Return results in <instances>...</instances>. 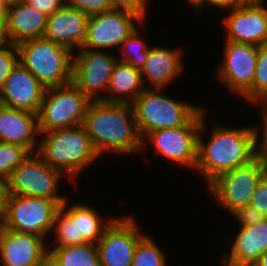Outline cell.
<instances>
[{"label": "cell", "mask_w": 267, "mask_h": 266, "mask_svg": "<svg viewBox=\"0 0 267 266\" xmlns=\"http://www.w3.org/2000/svg\"><path fill=\"white\" fill-rule=\"evenodd\" d=\"M232 216L239 227H248L265 219L263 214L251 205L239 208Z\"/></svg>", "instance_id": "34"}, {"label": "cell", "mask_w": 267, "mask_h": 266, "mask_svg": "<svg viewBox=\"0 0 267 266\" xmlns=\"http://www.w3.org/2000/svg\"><path fill=\"white\" fill-rule=\"evenodd\" d=\"M257 154L263 163L264 174L267 176V151H257Z\"/></svg>", "instance_id": "42"}, {"label": "cell", "mask_w": 267, "mask_h": 266, "mask_svg": "<svg viewBox=\"0 0 267 266\" xmlns=\"http://www.w3.org/2000/svg\"><path fill=\"white\" fill-rule=\"evenodd\" d=\"M40 266H59L49 255L42 261Z\"/></svg>", "instance_id": "45"}, {"label": "cell", "mask_w": 267, "mask_h": 266, "mask_svg": "<svg viewBox=\"0 0 267 266\" xmlns=\"http://www.w3.org/2000/svg\"><path fill=\"white\" fill-rule=\"evenodd\" d=\"M261 103L267 106V96L261 101Z\"/></svg>", "instance_id": "48"}, {"label": "cell", "mask_w": 267, "mask_h": 266, "mask_svg": "<svg viewBox=\"0 0 267 266\" xmlns=\"http://www.w3.org/2000/svg\"><path fill=\"white\" fill-rule=\"evenodd\" d=\"M1 2L5 5H11V4H15V3H19V2H25V0H1Z\"/></svg>", "instance_id": "46"}, {"label": "cell", "mask_w": 267, "mask_h": 266, "mask_svg": "<svg viewBox=\"0 0 267 266\" xmlns=\"http://www.w3.org/2000/svg\"><path fill=\"white\" fill-rule=\"evenodd\" d=\"M112 9H123L139 15L147 20L149 0H109ZM148 4V5H147Z\"/></svg>", "instance_id": "33"}, {"label": "cell", "mask_w": 267, "mask_h": 266, "mask_svg": "<svg viewBox=\"0 0 267 266\" xmlns=\"http://www.w3.org/2000/svg\"><path fill=\"white\" fill-rule=\"evenodd\" d=\"M46 88L20 63L0 89V104L38 114Z\"/></svg>", "instance_id": "17"}, {"label": "cell", "mask_w": 267, "mask_h": 266, "mask_svg": "<svg viewBox=\"0 0 267 266\" xmlns=\"http://www.w3.org/2000/svg\"><path fill=\"white\" fill-rule=\"evenodd\" d=\"M69 202L67 198L60 207L76 222L77 245L97 244L102 238L105 229L117 216H102L94 207H90L85 202H77V204Z\"/></svg>", "instance_id": "23"}, {"label": "cell", "mask_w": 267, "mask_h": 266, "mask_svg": "<svg viewBox=\"0 0 267 266\" xmlns=\"http://www.w3.org/2000/svg\"><path fill=\"white\" fill-rule=\"evenodd\" d=\"M82 125L101 158L107 152L124 156L142 152L132 104L91 101Z\"/></svg>", "instance_id": "2"}, {"label": "cell", "mask_w": 267, "mask_h": 266, "mask_svg": "<svg viewBox=\"0 0 267 266\" xmlns=\"http://www.w3.org/2000/svg\"><path fill=\"white\" fill-rule=\"evenodd\" d=\"M63 177L66 176L60 170L51 167L36 152L31 153L12 170L7 180L8 192L21 196L53 199L61 206L68 198L66 195H60L58 190Z\"/></svg>", "instance_id": "8"}, {"label": "cell", "mask_w": 267, "mask_h": 266, "mask_svg": "<svg viewBox=\"0 0 267 266\" xmlns=\"http://www.w3.org/2000/svg\"><path fill=\"white\" fill-rule=\"evenodd\" d=\"M145 22L139 15L123 9H111L88 18L83 49L119 50L123 41ZM139 24V25H138Z\"/></svg>", "instance_id": "12"}, {"label": "cell", "mask_w": 267, "mask_h": 266, "mask_svg": "<svg viewBox=\"0 0 267 266\" xmlns=\"http://www.w3.org/2000/svg\"><path fill=\"white\" fill-rule=\"evenodd\" d=\"M223 45V57L215 70L216 78L229 93L252 105V84L259 46L234 41H224Z\"/></svg>", "instance_id": "7"}, {"label": "cell", "mask_w": 267, "mask_h": 266, "mask_svg": "<svg viewBox=\"0 0 267 266\" xmlns=\"http://www.w3.org/2000/svg\"><path fill=\"white\" fill-rule=\"evenodd\" d=\"M49 240L0 225V266H40L49 255Z\"/></svg>", "instance_id": "16"}, {"label": "cell", "mask_w": 267, "mask_h": 266, "mask_svg": "<svg viewBox=\"0 0 267 266\" xmlns=\"http://www.w3.org/2000/svg\"><path fill=\"white\" fill-rule=\"evenodd\" d=\"M140 29L137 27L122 43L119 48L118 60L127 62L135 69L142 70L147 57L149 44L146 43ZM148 45V46H147ZM121 55V56H119Z\"/></svg>", "instance_id": "26"}, {"label": "cell", "mask_w": 267, "mask_h": 266, "mask_svg": "<svg viewBox=\"0 0 267 266\" xmlns=\"http://www.w3.org/2000/svg\"><path fill=\"white\" fill-rule=\"evenodd\" d=\"M144 89L141 71L118 60L109 79L105 102L132 104Z\"/></svg>", "instance_id": "24"}, {"label": "cell", "mask_w": 267, "mask_h": 266, "mask_svg": "<svg viewBox=\"0 0 267 266\" xmlns=\"http://www.w3.org/2000/svg\"><path fill=\"white\" fill-rule=\"evenodd\" d=\"M252 105H257L259 112L261 111L259 114L262 120V127L254 125L256 133V150L267 151V106L263 105L261 102Z\"/></svg>", "instance_id": "36"}, {"label": "cell", "mask_w": 267, "mask_h": 266, "mask_svg": "<svg viewBox=\"0 0 267 266\" xmlns=\"http://www.w3.org/2000/svg\"><path fill=\"white\" fill-rule=\"evenodd\" d=\"M17 46L19 62L45 87L72 82L73 52L44 37L23 41Z\"/></svg>", "instance_id": "5"}, {"label": "cell", "mask_w": 267, "mask_h": 266, "mask_svg": "<svg viewBox=\"0 0 267 266\" xmlns=\"http://www.w3.org/2000/svg\"><path fill=\"white\" fill-rule=\"evenodd\" d=\"M267 1L252 2L247 6L231 9L222 18L226 29L224 41L267 44Z\"/></svg>", "instance_id": "15"}, {"label": "cell", "mask_w": 267, "mask_h": 266, "mask_svg": "<svg viewBox=\"0 0 267 266\" xmlns=\"http://www.w3.org/2000/svg\"><path fill=\"white\" fill-rule=\"evenodd\" d=\"M7 32L10 43H19L43 37L48 16L25 2L6 6Z\"/></svg>", "instance_id": "21"}, {"label": "cell", "mask_w": 267, "mask_h": 266, "mask_svg": "<svg viewBox=\"0 0 267 266\" xmlns=\"http://www.w3.org/2000/svg\"><path fill=\"white\" fill-rule=\"evenodd\" d=\"M256 266H267V250L254 263Z\"/></svg>", "instance_id": "44"}, {"label": "cell", "mask_w": 267, "mask_h": 266, "mask_svg": "<svg viewBox=\"0 0 267 266\" xmlns=\"http://www.w3.org/2000/svg\"><path fill=\"white\" fill-rule=\"evenodd\" d=\"M189 3L190 6L193 7V9H195V11H198L199 13H201L202 10H204L203 8L206 7V0H185Z\"/></svg>", "instance_id": "41"}, {"label": "cell", "mask_w": 267, "mask_h": 266, "mask_svg": "<svg viewBox=\"0 0 267 266\" xmlns=\"http://www.w3.org/2000/svg\"><path fill=\"white\" fill-rule=\"evenodd\" d=\"M88 18L87 14L65 4L48 17L43 37L76 52L84 43Z\"/></svg>", "instance_id": "19"}, {"label": "cell", "mask_w": 267, "mask_h": 266, "mask_svg": "<svg viewBox=\"0 0 267 266\" xmlns=\"http://www.w3.org/2000/svg\"><path fill=\"white\" fill-rule=\"evenodd\" d=\"M5 8L6 6L0 0V14H6Z\"/></svg>", "instance_id": "47"}, {"label": "cell", "mask_w": 267, "mask_h": 266, "mask_svg": "<svg viewBox=\"0 0 267 266\" xmlns=\"http://www.w3.org/2000/svg\"><path fill=\"white\" fill-rule=\"evenodd\" d=\"M18 62L19 55L16 45L10 43L0 48V89Z\"/></svg>", "instance_id": "31"}, {"label": "cell", "mask_w": 267, "mask_h": 266, "mask_svg": "<svg viewBox=\"0 0 267 266\" xmlns=\"http://www.w3.org/2000/svg\"><path fill=\"white\" fill-rule=\"evenodd\" d=\"M219 264H222L221 266H256L255 264L251 263H236L229 261H220Z\"/></svg>", "instance_id": "43"}, {"label": "cell", "mask_w": 267, "mask_h": 266, "mask_svg": "<svg viewBox=\"0 0 267 266\" xmlns=\"http://www.w3.org/2000/svg\"><path fill=\"white\" fill-rule=\"evenodd\" d=\"M145 235L134 216L117 215L96 244L100 266H131L136 246Z\"/></svg>", "instance_id": "14"}, {"label": "cell", "mask_w": 267, "mask_h": 266, "mask_svg": "<svg viewBox=\"0 0 267 266\" xmlns=\"http://www.w3.org/2000/svg\"><path fill=\"white\" fill-rule=\"evenodd\" d=\"M90 102L72 82L46 88L38 112L39 133L83 124Z\"/></svg>", "instance_id": "6"}, {"label": "cell", "mask_w": 267, "mask_h": 266, "mask_svg": "<svg viewBox=\"0 0 267 266\" xmlns=\"http://www.w3.org/2000/svg\"><path fill=\"white\" fill-rule=\"evenodd\" d=\"M264 175L263 163L257 156L250 163L220 174L206 188L221 207L233 214L250 205L260 178Z\"/></svg>", "instance_id": "11"}, {"label": "cell", "mask_w": 267, "mask_h": 266, "mask_svg": "<svg viewBox=\"0 0 267 266\" xmlns=\"http://www.w3.org/2000/svg\"><path fill=\"white\" fill-rule=\"evenodd\" d=\"M8 195L9 192L7 180L0 178V221L2 220L6 211Z\"/></svg>", "instance_id": "39"}, {"label": "cell", "mask_w": 267, "mask_h": 266, "mask_svg": "<svg viewBox=\"0 0 267 266\" xmlns=\"http://www.w3.org/2000/svg\"><path fill=\"white\" fill-rule=\"evenodd\" d=\"M184 48L150 46L147 60L141 70L145 88L166 89L184 74ZM147 81V82H146ZM149 84V85H148Z\"/></svg>", "instance_id": "18"}, {"label": "cell", "mask_w": 267, "mask_h": 266, "mask_svg": "<svg viewBox=\"0 0 267 266\" xmlns=\"http://www.w3.org/2000/svg\"><path fill=\"white\" fill-rule=\"evenodd\" d=\"M31 153L23 146L0 142V178L8 180L12 170Z\"/></svg>", "instance_id": "29"}, {"label": "cell", "mask_w": 267, "mask_h": 266, "mask_svg": "<svg viewBox=\"0 0 267 266\" xmlns=\"http://www.w3.org/2000/svg\"><path fill=\"white\" fill-rule=\"evenodd\" d=\"M10 44L7 32L6 14H0V48Z\"/></svg>", "instance_id": "40"}, {"label": "cell", "mask_w": 267, "mask_h": 266, "mask_svg": "<svg viewBox=\"0 0 267 266\" xmlns=\"http://www.w3.org/2000/svg\"><path fill=\"white\" fill-rule=\"evenodd\" d=\"M38 139V114L0 104V142L21 145L35 153Z\"/></svg>", "instance_id": "20"}, {"label": "cell", "mask_w": 267, "mask_h": 266, "mask_svg": "<svg viewBox=\"0 0 267 266\" xmlns=\"http://www.w3.org/2000/svg\"><path fill=\"white\" fill-rule=\"evenodd\" d=\"M155 241L146 233L136 246L131 266H167V257Z\"/></svg>", "instance_id": "28"}, {"label": "cell", "mask_w": 267, "mask_h": 266, "mask_svg": "<svg viewBox=\"0 0 267 266\" xmlns=\"http://www.w3.org/2000/svg\"><path fill=\"white\" fill-rule=\"evenodd\" d=\"M59 208L60 205L53 199L9 194L0 225L16 232L33 233L49 239Z\"/></svg>", "instance_id": "9"}, {"label": "cell", "mask_w": 267, "mask_h": 266, "mask_svg": "<svg viewBox=\"0 0 267 266\" xmlns=\"http://www.w3.org/2000/svg\"><path fill=\"white\" fill-rule=\"evenodd\" d=\"M251 2H262V0H250Z\"/></svg>", "instance_id": "49"}, {"label": "cell", "mask_w": 267, "mask_h": 266, "mask_svg": "<svg viewBox=\"0 0 267 266\" xmlns=\"http://www.w3.org/2000/svg\"><path fill=\"white\" fill-rule=\"evenodd\" d=\"M66 5L88 16L111 10L109 0H66Z\"/></svg>", "instance_id": "32"}, {"label": "cell", "mask_w": 267, "mask_h": 266, "mask_svg": "<svg viewBox=\"0 0 267 266\" xmlns=\"http://www.w3.org/2000/svg\"><path fill=\"white\" fill-rule=\"evenodd\" d=\"M40 137L36 153L73 184L84 170L101 158L82 124L43 132Z\"/></svg>", "instance_id": "3"}, {"label": "cell", "mask_w": 267, "mask_h": 266, "mask_svg": "<svg viewBox=\"0 0 267 266\" xmlns=\"http://www.w3.org/2000/svg\"><path fill=\"white\" fill-rule=\"evenodd\" d=\"M25 3L49 17L56 10L61 9L66 4V0H25Z\"/></svg>", "instance_id": "37"}, {"label": "cell", "mask_w": 267, "mask_h": 266, "mask_svg": "<svg viewBox=\"0 0 267 266\" xmlns=\"http://www.w3.org/2000/svg\"><path fill=\"white\" fill-rule=\"evenodd\" d=\"M208 110L206 108L202 109V125L198 134L197 163L195 167V170H197L195 173L202 175L206 187L220 174L246 165L258 156L254 124L253 126L250 124L249 126L230 128L228 125L225 126L224 123H214L210 132H208L209 140L205 141L204 133L208 130L206 126Z\"/></svg>", "instance_id": "1"}, {"label": "cell", "mask_w": 267, "mask_h": 266, "mask_svg": "<svg viewBox=\"0 0 267 266\" xmlns=\"http://www.w3.org/2000/svg\"><path fill=\"white\" fill-rule=\"evenodd\" d=\"M252 84V104L267 96V44L259 46L258 60Z\"/></svg>", "instance_id": "30"}, {"label": "cell", "mask_w": 267, "mask_h": 266, "mask_svg": "<svg viewBox=\"0 0 267 266\" xmlns=\"http://www.w3.org/2000/svg\"><path fill=\"white\" fill-rule=\"evenodd\" d=\"M250 205L267 218V176L264 174L258 181Z\"/></svg>", "instance_id": "35"}, {"label": "cell", "mask_w": 267, "mask_h": 266, "mask_svg": "<svg viewBox=\"0 0 267 266\" xmlns=\"http://www.w3.org/2000/svg\"><path fill=\"white\" fill-rule=\"evenodd\" d=\"M165 89L145 88L132 103L142 140L159 129L187 125L204 105L165 95Z\"/></svg>", "instance_id": "4"}, {"label": "cell", "mask_w": 267, "mask_h": 266, "mask_svg": "<svg viewBox=\"0 0 267 266\" xmlns=\"http://www.w3.org/2000/svg\"><path fill=\"white\" fill-rule=\"evenodd\" d=\"M117 61L116 52L110 54L80 48L73 52L72 83L91 101H105L109 79Z\"/></svg>", "instance_id": "13"}, {"label": "cell", "mask_w": 267, "mask_h": 266, "mask_svg": "<svg viewBox=\"0 0 267 266\" xmlns=\"http://www.w3.org/2000/svg\"><path fill=\"white\" fill-rule=\"evenodd\" d=\"M52 233L53 237L51 236V239L49 238V240L53 239V242H48V248L77 245L76 222H74L61 207L56 212L51 234Z\"/></svg>", "instance_id": "27"}, {"label": "cell", "mask_w": 267, "mask_h": 266, "mask_svg": "<svg viewBox=\"0 0 267 266\" xmlns=\"http://www.w3.org/2000/svg\"><path fill=\"white\" fill-rule=\"evenodd\" d=\"M202 125V110L187 124L150 132L143 140L144 153L151 142L156 155L195 171L197 163L198 134ZM153 144V145H152Z\"/></svg>", "instance_id": "10"}, {"label": "cell", "mask_w": 267, "mask_h": 266, "mask_svg": "<svg viewBox=\"0 0 267 266\" xmlns=\"http://www.w3.org/2000/svg\"><path fill=\"white\" fill-rule=\"evenodd\" d=\"M236 233L229 241L230 252L222 251L219 261L254 264L267 250V218Z\"/></svg>", "instance_id": "22"}, {"label": "cell", "mask_w": 267, "mask_h": 266, "mask_svg": "<svg viewBox=\"0 0 267 266\" xmlns=\"http://www.w3.org/2000/svg\"><path fill=\"white\" fill-rule=\"evenodd\" d=\"M251 3L250 0H206V8L209 6L212 9L216 8L215 11L223 10L225 12L226 10L240 8Z\"/></svg>", "instance_id": "38"}, {"label": "cell", "mask_w": 267, "mask_h": 266, "mask_svg": "<svg viewBox=\"0 0 267 266\" xmlns=\"http://www.w3.org/2000/svg\"><path fill=\"white\" fill-rule=\"evenodd\" d=\"M48 252L59 266H100L98 249L93 243L48 248Z\"/></svg>", "instance_id": "25"}]
</instances>
